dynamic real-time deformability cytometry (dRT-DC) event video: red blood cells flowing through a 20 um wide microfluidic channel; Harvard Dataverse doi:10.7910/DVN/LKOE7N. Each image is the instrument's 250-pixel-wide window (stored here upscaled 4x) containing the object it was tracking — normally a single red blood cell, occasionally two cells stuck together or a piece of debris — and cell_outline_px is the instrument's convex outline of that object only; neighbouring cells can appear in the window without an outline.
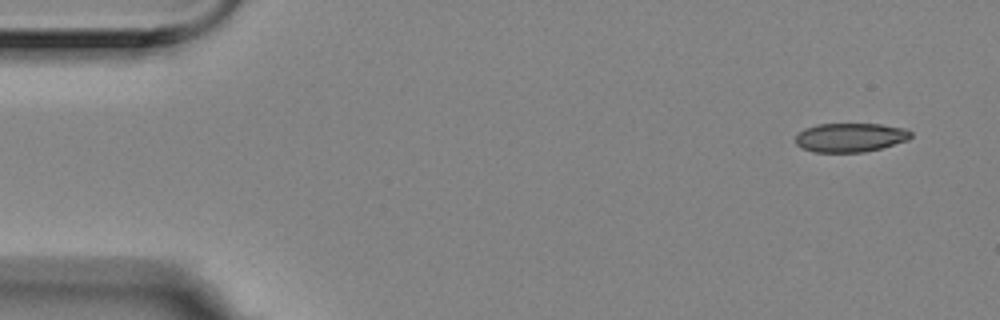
{"species": "Egyptian fruit bat (a non-hibernating species)", "species_latin": "Rousettus aegyptiacus", "temperature_condition": "room temperature", "stored_images_in_passage": 4, "segment_of_instrument_passage": [1, 2], "camera_frame_rate_fps": 3000, "um_per_image_px": 0.085, "animal": {"sex": "female"}, "frame": {"image": 1, "passage_image": 1, "time_ms": 0.0, "image_size_px": [1000, 320], "cell_outline_px": [[912, 136], [908, 140], [880, 148], [864, 152], [812, 152], [800, 148], [796, 144], [796, 132], [804, 128], [816, 124], [880, 124], [908, 128], [912, 132]], "centroid_in_image_um": [72.25, 11.68], "position_along_channel_um": 12.7, "area_um2": 19.77}}